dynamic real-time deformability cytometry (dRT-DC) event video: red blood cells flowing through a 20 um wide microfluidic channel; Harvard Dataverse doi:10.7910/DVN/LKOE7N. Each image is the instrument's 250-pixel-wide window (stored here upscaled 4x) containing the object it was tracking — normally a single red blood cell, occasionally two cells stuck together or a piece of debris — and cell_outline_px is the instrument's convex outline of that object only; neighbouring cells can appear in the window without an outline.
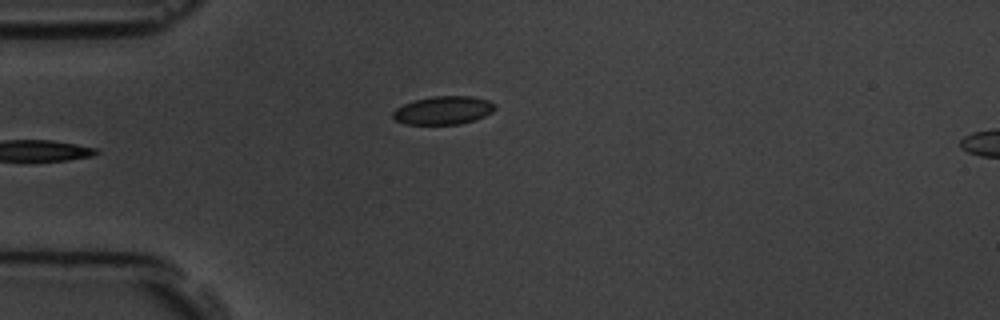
{"species": "common noctule bat (a hibernating species)", "species_latin": "Nyctalus noctula", "temperature_condition": "room temperature", "stored_images_in_passage": 5, "camera_frame_rate_fps": 3000, "um_per_image_px": 0.085, "animal": {"sex": "male", "body_mass_g": 19.5, "forearm_length_mm": 54.6}, "frame": {"image": 1, "passage_image": 5, "time_ms": 4.667, "image_size_px": [1000, 320], "cell_outline_px": [[496, 108], [492, 112], [484, 116], [460, 124], [404, 124], [396, 120], [392, 116], [392, 112], [396, 108], [412, 100], [432, 96], [472, 96], [488, 100], [496, 104]], "centroid_in_image_um": [37.67, 9.36], "position_along_channel_um": 47.3, "area_um2": 16.88}}